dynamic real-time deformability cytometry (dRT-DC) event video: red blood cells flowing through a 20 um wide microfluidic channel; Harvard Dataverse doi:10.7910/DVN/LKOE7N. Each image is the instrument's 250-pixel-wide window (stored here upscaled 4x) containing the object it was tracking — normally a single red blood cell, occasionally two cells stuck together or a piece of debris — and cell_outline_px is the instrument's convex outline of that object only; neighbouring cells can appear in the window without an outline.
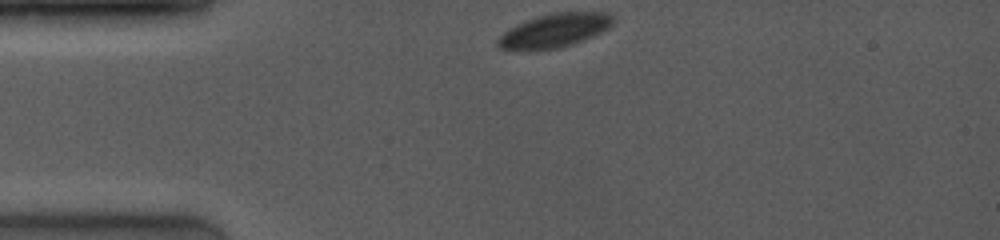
{"species": "common noctule bat (a hibernating species)", "species_latin": "Nyctalus noctula", "temperature_condition": "room temperature", "stored_images_in_passage": 9, "camera_frame_rate_fps": 4000, "um_per_image_px": 0.085, "animal": {"sex": "female", "body_mass_g": 19.0, "forearm_length_mm": 53.3}, "frame": {"image": 1, "passage_image": 1, "time_ms": 0.0, "image_size_px": [1000, 240], "cell_outline_px": [[616, 20], [608, 28], [584, 40], [560, 48], [536, 52], [500, 48], [496, 44], [496, 40], [508, 28], [516, 24], [552, 12], [604, 12], [612, 16]], "centroid_in_image_um": [47.1, 2.62], "position_along_channel_um": 37.9, "area_um2": 22.95}}